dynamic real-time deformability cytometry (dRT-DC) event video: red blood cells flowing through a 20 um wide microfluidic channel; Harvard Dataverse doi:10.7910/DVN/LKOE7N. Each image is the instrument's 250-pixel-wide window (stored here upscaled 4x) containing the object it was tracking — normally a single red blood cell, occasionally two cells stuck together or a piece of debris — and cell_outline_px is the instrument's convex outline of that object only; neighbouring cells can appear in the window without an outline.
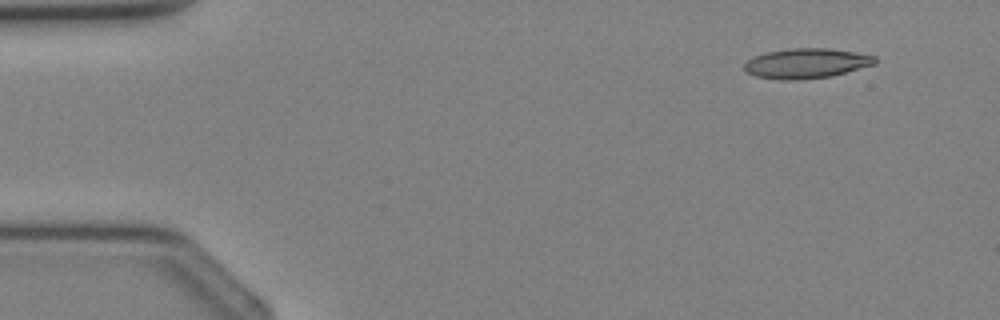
{"species": "Egyptian fruit bat (a non-hibernating species)", "species_latin": "Rousettus aegyptiacus", "temperature_condition": "cold", "stored_images_in_passage": 4, "camera_frame_rate_fps": 3000, "um_per_image_px": 0.085, "animal": {"sex": "female"}, "frame": {"image": 1, "passage_image": 1, "time_ms": 0.0, "image_size_px": [1000, 320], "cell_outline_px": [[876, 64], [832, 76], [796, 80], [784, 80], [756, 76], [744, 72], [744, 64], [752, 56], [764, 52], [788, 48], [828, 48], [876, 56]], "centroid_in_image_um": [68.5, 5.38], "position_along_channel_um": 16.5, "area_um2": 22.95}}
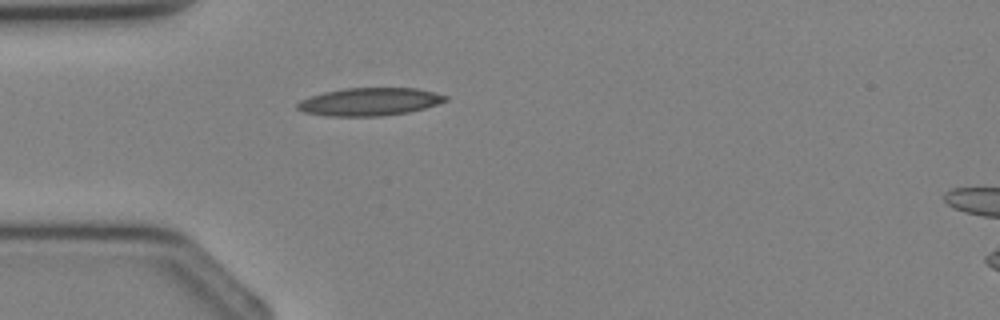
{"frame": {"image": 2, "passage_image": 3, "time_ms": 2.333, "image_size_px": [1000, 320], "cell_outline_px": [[448, 100], [424, 108], [408, 112], [380, 116], [328, 116], [304, 112], [296, 108], [296, 104], [300, 100], [324, 92], [344, 88], [416, 88], [448, 96]], "centroid_in_image_um": [31.39, 8.65], "position_along_channel_um": 53.6, "area_um2": 23.87}}